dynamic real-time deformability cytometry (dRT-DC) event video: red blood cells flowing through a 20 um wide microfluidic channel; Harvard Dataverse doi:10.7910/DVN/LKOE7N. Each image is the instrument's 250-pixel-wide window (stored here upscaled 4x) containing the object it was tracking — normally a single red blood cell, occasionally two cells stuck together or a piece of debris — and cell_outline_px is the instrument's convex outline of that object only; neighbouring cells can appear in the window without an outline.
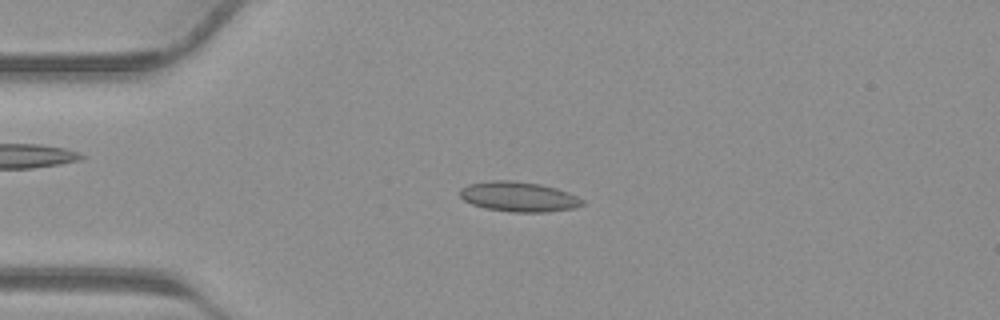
{"species": "common noctule bat (a hibernating species)", "species_latin": "Nyctalus noctula", "temperature_condition": "warm", "stored_images_in_passage": 31, "camera_frame_rate_fps": 3000, "um_per_image_px": 0.085, "animal": {"sex": "male", "body_mass_g": 23.1, "forearm_length_mm": 52.7}, "frame": {"image": 1, "passage_image": 1, "time_ms": 0.0, "image_size_px": [1000, 320], "cell_outline_px": [[584, 204], [576, 208], [548, 212], [512, 212], [484, 208], [472, 204], [464, 200], [460, 196], [460, 188], [468, 184], [488, 180], [512, 180], [540, 184], [556, 188], [568, 192], [584, 200]], "centroid_in_image_um": [44.09, 16.72], "position_along_channel_um": 40.9, "area_um2": 21.56}}
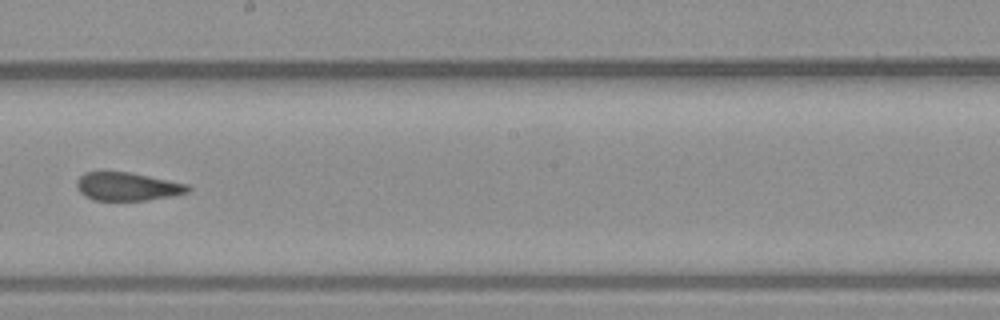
{"frame": {"image": 2, "passage_image": 14, "time_ms": 4.333, "image_size_px": [1000, 320], "cell_outline_px": [[192, 188], [188, 192], [172, 196], [148, 200], [92, 200], [84, 196], [76, 188], [76, 180], [84, 172], [128, 172], [188, 184]], "centroid_in_image_um": [10.8, 15.86], "position_along_channel_um": 237.4, "area_um2": 18.32}}
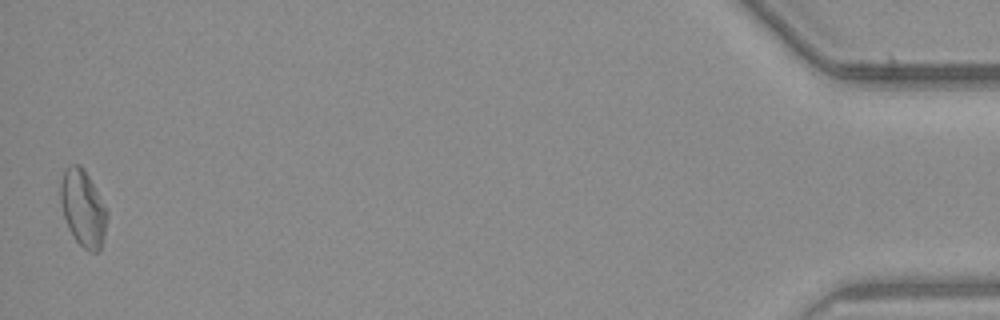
{"frame": {"image": 3, "passage_image": 31, "time_ms": 10.0, "image_size_px": [1000, 320], "cell_outline_px": [[108, 216], [104, 236], [100, 252], [92, 252], [84, 248], [76, 240], [68, 228], [60, 204], [60, 180], [64, 168], [72, 164], [80, 164], [84, 168], [108, 212]], "centroid_in_image_um": [7.04, 17.68], "position_along_channel_um": 428.2, "area_um2": 20.87}}